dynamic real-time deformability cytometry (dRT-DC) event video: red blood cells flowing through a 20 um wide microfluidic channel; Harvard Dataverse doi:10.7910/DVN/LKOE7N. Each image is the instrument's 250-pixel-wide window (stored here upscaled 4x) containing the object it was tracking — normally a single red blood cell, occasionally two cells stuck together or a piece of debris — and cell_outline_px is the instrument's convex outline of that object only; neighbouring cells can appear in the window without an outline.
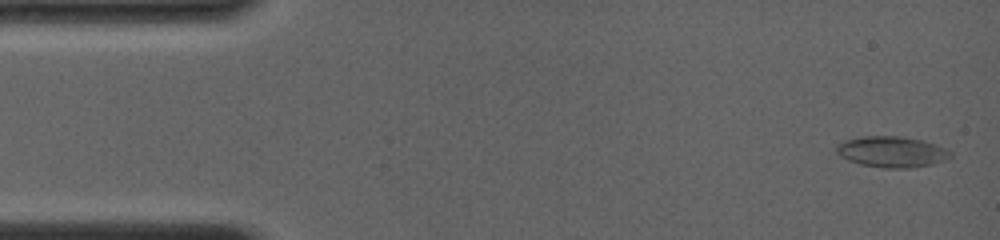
{"species": "common noctule bat (a hibernating species)", "species_latin": "Nyctalus noctula", "temperature_condition": "room temperature", "stored_images_in_passage": 69, "camera_frame_rate_fps": 4000, "um_per_image_px": 0.085, "animal": {"sex": "female", "body_mass_g": 19.0, "forearm_length_mm": 56.7}, "frame": {"image": 1, "passage_image": 1, "time_ms": 0.0, "image_size_px": [1000, 240], "cell_outline_px": [[952, 156], [944, 160], [932, 164], [912, 168], [884, 168], [860, 164], [848, 160], [840, 156], [836, 152], [836, 144], [844, 140], [860, 136], [896, 136], [924, 140], [936, 144], [952, 152]], "centroid_in_image_um": [75.78, 12.9], "position_along_channel_um": 9.2, "area_um2": 20.69}}
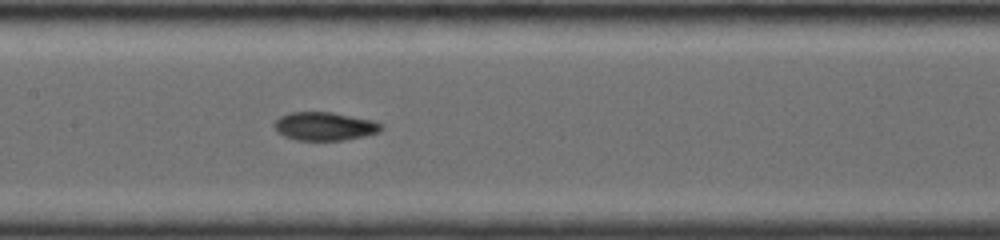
{"frame": {"image": 2, "passage_image": 30, "time_ms": 7.0, "image_size_px": [1000, 240], "cell_outline_px": [[384, 128], [380, 132], [364, 136], [344, 140], [296, 140], [284, 136], [276, 128], [276, 120], [280, 116], [292, 112], [332, 112], [372, 120], [384, 124]], "centroid_in_image_um": [27.66, 10.73], "position_along_channel_um": 179.7, "area_um2": 17.57}}
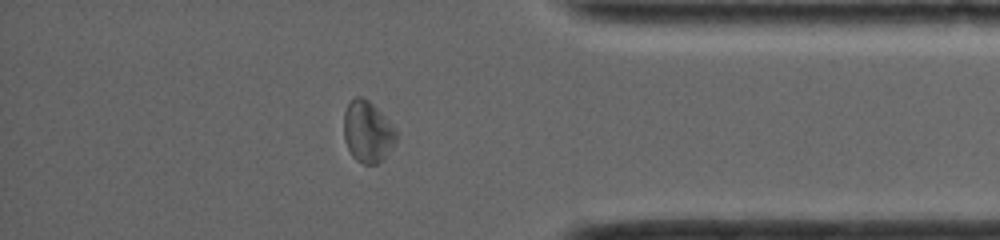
{"frame": {"image": 3, "passage_image": 59, "time_ms": 12.75, "image_size_px": [1000, 240], "cell_outline_px": [[396, 140], [392, 148], [376, 164], [364, 164], [356, 160], [352, 156], [344, 140], [344, 112], [352, 96], [360, 96], [368, 100], [396, 128]], "centroid_in_image_um": [31.22, 11.18], "position_along_channel_um": 404.0, "area_um2": 18.61}, "authors_computed_cell_mechanics": {"area_um2": 18.0336, "velocity_mm_per_s": 4.0665, "shape_relaxation_time_tau1_ms": null, "shape_relaxation_time_tau2_ms": 2.7411, "deformation_change_tau1": null, "deformation_change_tau2": 0.0817}}